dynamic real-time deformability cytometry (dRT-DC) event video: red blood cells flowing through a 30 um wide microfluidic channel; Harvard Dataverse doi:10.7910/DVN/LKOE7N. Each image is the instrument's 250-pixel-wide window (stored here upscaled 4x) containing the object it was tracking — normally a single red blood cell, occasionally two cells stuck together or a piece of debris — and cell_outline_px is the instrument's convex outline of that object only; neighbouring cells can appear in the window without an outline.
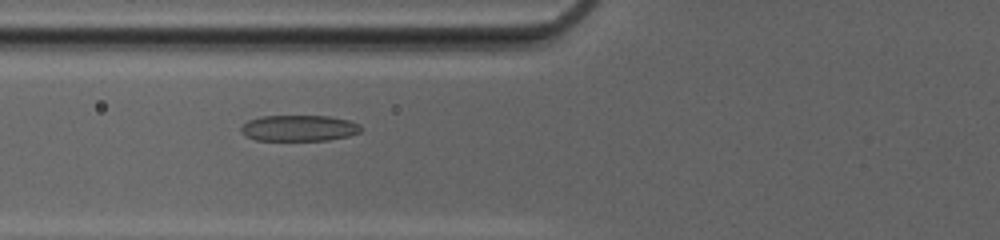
{"species": "common noctule bat (a hibernating species)", "species_latin": "Nyctalus noctula", "temperature_condition": "cold", "stored_images_in_passage": 47, "camera_frame_rate_fps": 3000, "um_per_image_px": 0.085, "animal": {"sex": "female", "body_mass_g": 20.0, "forearm_length_mm": 54.0}, "frame": {"image": 1, "passage_image": 17, "time_ms": 5.333, "image_size_px": [1000, 240], "cell_outline_px": [[364, 128], [360, 132], [348, 136], [328, 140], [256, 140], [244, 136], [240, 132], [240, 128], [248, 120], [260, 116], [328, 116], [348, 120], [360, 124]], "centroid_in_image_um": [25.41, 10.89], "position_along_channel_um": 100.4, "area_um2": 18.32}}
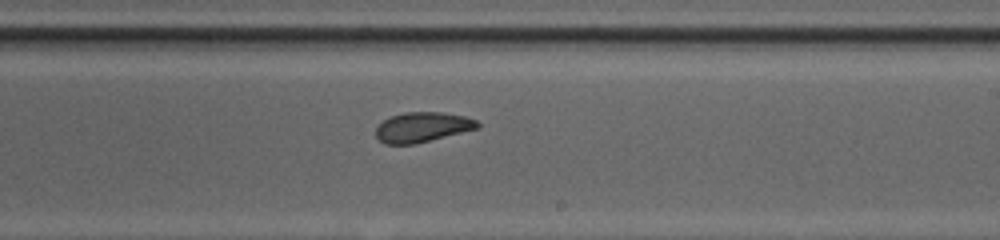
{"frame": {"image": 2, "passage_image": 28, "time_ms": 9.0, "image_size_px": [1000, 240], "cell_outline_px": [[480, 128], [416, 144], [384, 144], [376, 136], [376, 128], [384, 120], [392, 116], [404, 112], [444, 112], [464, 116], [476, 120], [480, 124]], "centroid_in_image_um": [35.93, 10.81], "position_along_channel_um": 253.1, "area_um2": 17.8}}
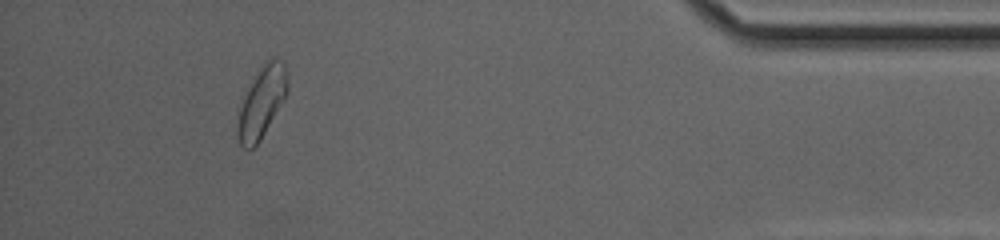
{"frame": {"image": 3, "passage_image": 43, "time_ms": 14.0, "image_size_px": [1000, 240], "cell_outline_px": [[288, 92], [260, 140], [252, 148], [244, 148], [240, 144], [236, 136], [236, 124], [240, 108], [244, 96], [260, 68], [272, 56], [280, 60], [284, 64], [288, 72]], "centroid_in_image_um": [22.25, 8.69], "position_along_channel_um": 412.9, "area_um2": 20.35}, "authors_computed_cell_mechanics": {"area_um2": 19.074, "velocity_mm_per_s": 4.1613, "shape_relaxation_time_tau1_ms": 3.2831, "shape_relaxation_time_tau2_ms": 1.7426, "deformation_change_tau1": 0.1328, "deformation_change_tau2": 0.0752}}